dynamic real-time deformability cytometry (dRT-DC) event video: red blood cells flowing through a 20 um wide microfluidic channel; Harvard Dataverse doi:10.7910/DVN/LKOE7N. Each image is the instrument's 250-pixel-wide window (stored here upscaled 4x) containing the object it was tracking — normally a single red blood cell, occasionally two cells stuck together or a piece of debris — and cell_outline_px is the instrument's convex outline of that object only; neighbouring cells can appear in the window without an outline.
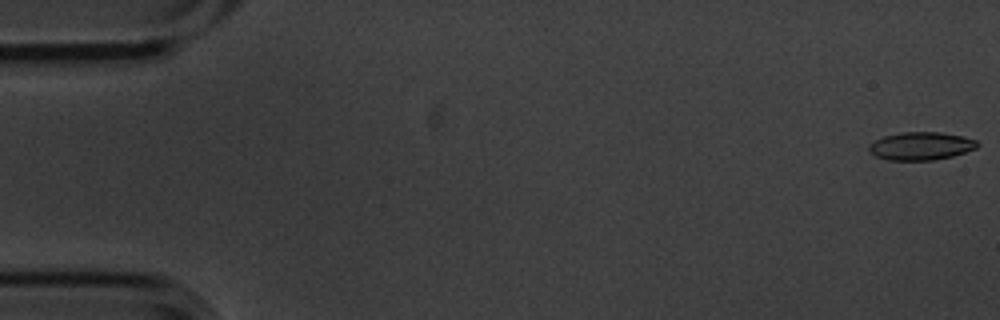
{"species": "common noctule bat (a hibernating species)", "species_latin": "Nyctalus noctula", "temperature_condition": "cold", "stored_images_in_passage": 8, "camera_frame_rate_fps": 3000, "um_per_image_px": 0.085, "animal": {"sex": "male", "body_mass_g": 20.1, "forearm_length_mm": 53.5}, "frame": {"image": 1, "passage_image": 1, "time_ms": 0.0, "image_size_px": [1000, 320], "cell_outline_px": [[980, 144], [976, 148], [952, 156], [932, 160], [888, 160], [876, 156], [868, 148], [868, 144], [884, 136], [900, 132], [940, 132], [960, 136], [976, 140]], "centroid_in_image_um": [78.27, 12.41], "position_along_channel_um": 6.7, "area_um2": 17.51}}
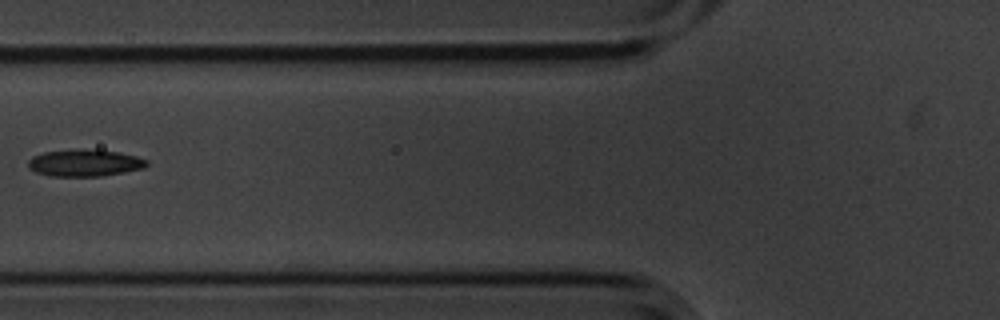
{"frame": {"image": 2, "passage_image": 7, "time_ms": 2.0, "image_size_px": [1000, 320], "cell_outline_px": [[148, 164], [144, 168], [124, 172], [100, 176], [52, 176], [36, 172], [28, 168], [28, 160], [32, 156], [44, 152], [72, 148], [84, 148], [120, 152], [136, 156], [148, 160]], "centroid_in_image_um": [7.18, 13.82], "position_along_channel_um": 118.6, "area_um2": 18.9}}
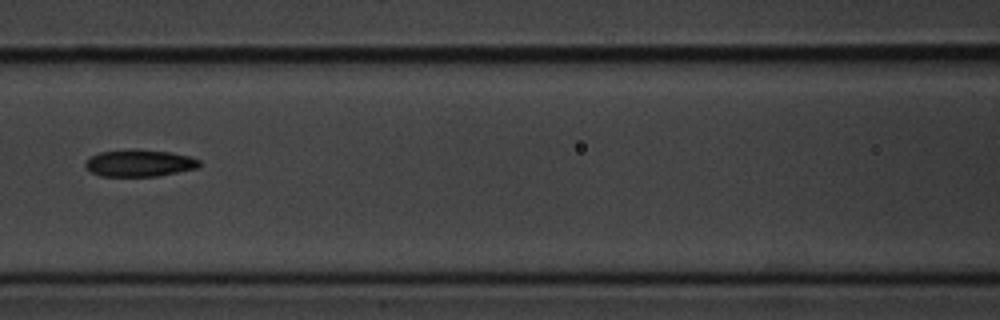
{"frame": {"image": 3, "passage_image": 8, "time_ms": 2.333, "image_size_px": [1000, 320], "cell_outline_px": [[200, 164], [196, 168], [156, 176], [100, 176], [92, 172], [84, 164], [88, 156], [100, 152], [132, 148], [136, 148], [168, 152], [188, 156], [200, 160]], "centroid_in_image_um": [11.8, 13.84], "position_along_channel_um": 154.8, "area_um2": 17.92}}